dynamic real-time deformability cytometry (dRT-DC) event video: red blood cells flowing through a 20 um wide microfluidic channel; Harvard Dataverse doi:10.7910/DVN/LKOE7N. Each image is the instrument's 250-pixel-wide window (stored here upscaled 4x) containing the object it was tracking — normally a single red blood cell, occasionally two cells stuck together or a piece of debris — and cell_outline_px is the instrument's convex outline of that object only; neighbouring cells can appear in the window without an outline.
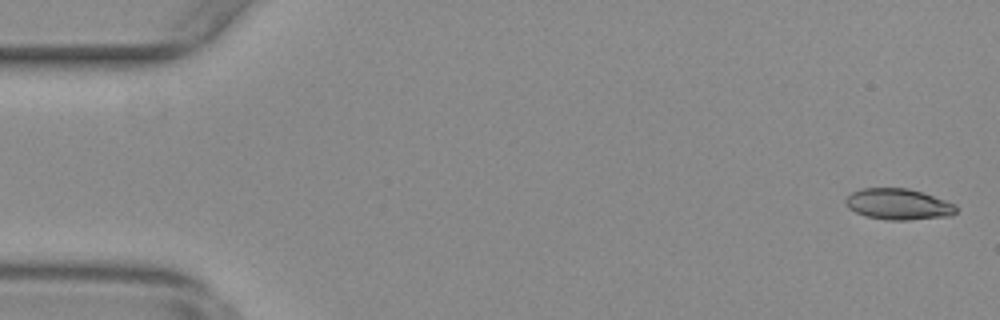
{"species": "common noctule bat (a hibernating species)", "species_latin": "Nyctalus noctula", "temperature_condition": "warm", "stored_images_in_passage": 55, "camera_frame_rate_fps": 3000, "um_per_image_px": 0.085, "animal": {"sex": "female", "body_mass_g": 29.2, "forearm_length_mm": 56.3}, "frame": {"image": 1, "passage_image": 2, "time_ms": 0.333, "image_size_px": [1000, 320], "cell_outline_px": [[956, 212], [952, 216], [908, 220], [888, 220], [864, 216], [848, 208], [844, 204], [844, 200], [852, 192], [860, 188], [908, 188], [956, 204]], "centroid_in_image_um": [76.33, 17.36], "position_along_channel_um": 8.7, "area_um2": 20.06}}
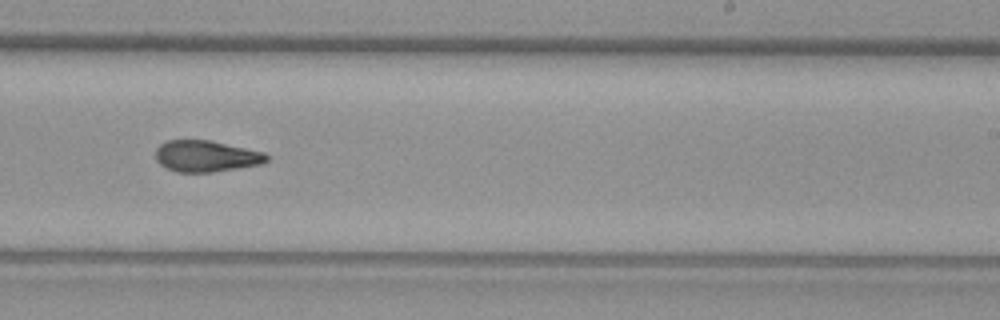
{"frame": {"image": 2, "passage_image": 34, "time_ms": 11.0, "image_size_px": [1000, 320], "cell_outline_px": [[268, 160], [264, 164], [212, 172], [176, 172], [160, 164], [156, 160], [156, 148], [160, 144], [168, 140], [208, 140], [264, 152], [268, 156]], "centroid_in_image_um": [17.52, 13.28], "position_along_channel_um": 271.5, "area_um2": 20.23}}
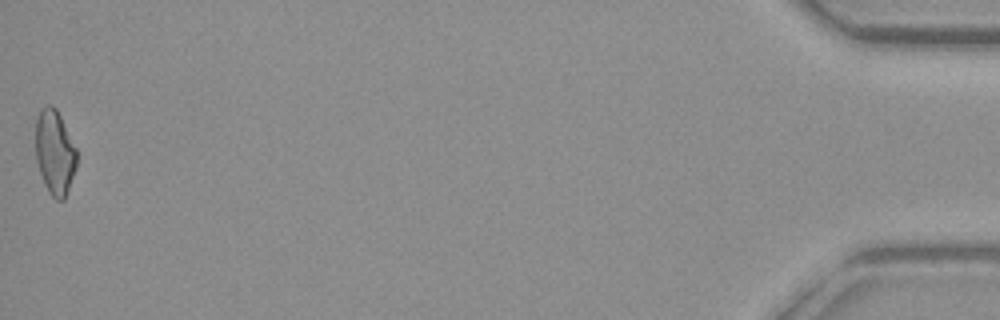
{"frame": {"image": 3, "passage_image": 55, "time_ms": 18.0, "image_size_px": [1000, 320], "cell_outline_px": [[76, 168], [64, 200], [56, 200], [48, 192], [44, 184], [36, 160], [36, 116], [40, 108], [44, 104], [52, 104], [56, 108], [76, 148]], "centroid_in_image_um": [4.64, 12.92], "position_along_channel_um": 430.6, "area_um2": 20.35}, "authors_computed_cell_mechanics": {"area_um2": 20.3456, "velocity_mm_per_s": 3.778, "shape_relaxation_time_tau1_ms": null, "shape_relaxation_time_tau2_ms": 2.775, "deformation_change_tau1": null, "deformation_change_tau2": 0.0985}}